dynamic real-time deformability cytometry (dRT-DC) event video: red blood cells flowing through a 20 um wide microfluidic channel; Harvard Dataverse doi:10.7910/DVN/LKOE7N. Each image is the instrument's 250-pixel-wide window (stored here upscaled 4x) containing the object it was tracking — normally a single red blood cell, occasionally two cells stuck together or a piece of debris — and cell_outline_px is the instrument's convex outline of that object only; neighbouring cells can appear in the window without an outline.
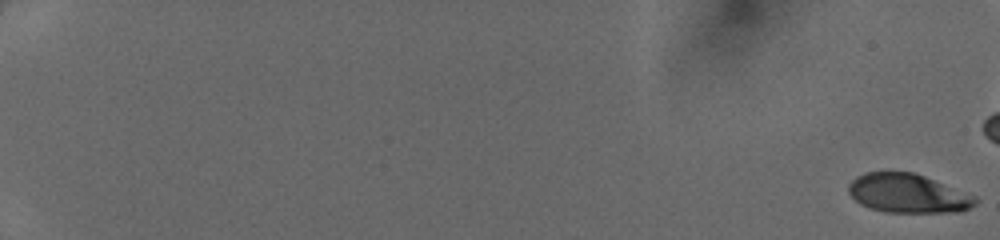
{"species": "human", "species_latin": "Homo sapiens", "temperature_condition": "cold", "stored_images_in_passage": 48, "camera_frame_rate_fps": 3000, "um_per_image_px": 0.085, "donor": {"sex": "female"}, "frame": {"image": 1, "passage_image": 1, "time_ms": 0.0, "image_size_px": [1000, 240], "cell_outline_px": [[980, 200], [976, 204], [960, 212], [884, 212], [868, 208], [860, 204], [848, 192], [848, 184], [856, 176], [868, 172], [912, 172], [924, 176], [976, 196]], "centroid_in_image_um": [77.17, 16.45], "position_along_channel_um": 7.8, "area_um2": 28.78}}
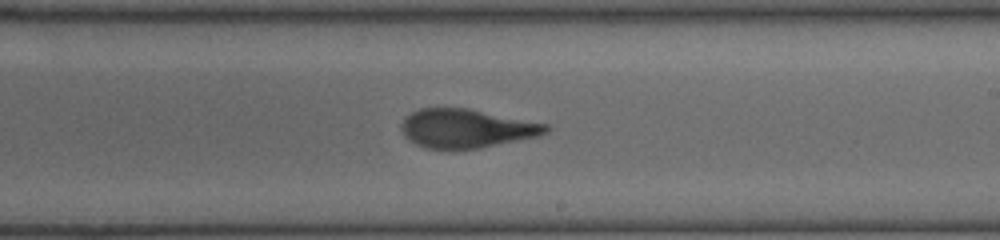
{"frame": {"image": 2, "passage_image": 34, "time_ms": 11.0, "image_size_px": [1000, 240], "cell_outline_px": [[548, 132], [536, 136], [480, 148], [428, 148], [416, 144], [404, 136], [400, 128], [400, 124], [412, 112], [420, 108], [468, 108], [548, 124]], "centroid_in_image_um": [39.62, 10.9], "position_along_channel_um": 249.4, "area_um2": 32.19}}
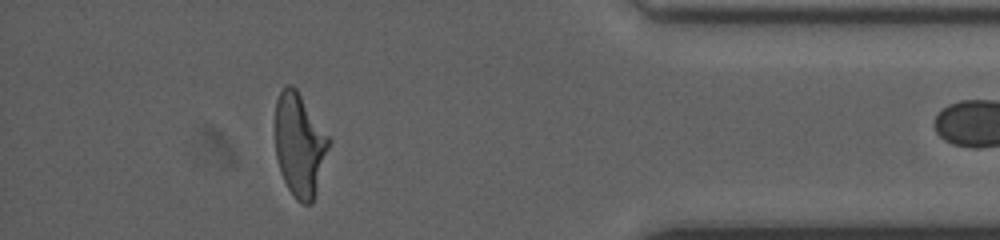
{"frame": {"image": 3, "passage_image": 47, "time_ms": 15.333, "image_size_px": [1000, 240], "cell_outline_px": [[332, 140], [316, 192], [312, 204], [304, 204], [296, 200], [288, 188], [280, 172], [276, 156], [276, 100], [280, 92], [288, 84], [292, 84], [296, 88]], "centroid_in_image_um": [25.48, 12.32], "position_along_channel_um": 409.7, "area_um2": 32.31}}